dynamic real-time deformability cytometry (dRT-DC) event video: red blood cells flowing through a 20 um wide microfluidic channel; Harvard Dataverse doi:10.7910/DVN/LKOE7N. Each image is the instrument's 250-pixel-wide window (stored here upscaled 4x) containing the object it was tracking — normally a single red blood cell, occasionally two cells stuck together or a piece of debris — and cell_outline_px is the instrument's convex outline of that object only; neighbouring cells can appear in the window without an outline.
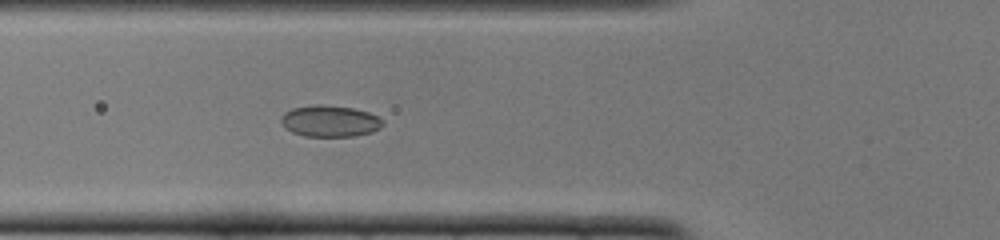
{"species": "common noctule bat (a hibernating species)", "species_latin": "Nyctalus noctula", "temperature_condition": "cold", "stored_images_in_passage": 52, "camera_frame_rate_fps": 3000, "um_per_image_px": 0.085, "animal": {"sex": "female", "body_mass_g": 22.0, "forearm_length_mm": 56.7}, "frame": {"image": 1, "passage_image": 19, "time_ms": 6.0, "image_size_px": [1000, 240], "cell_outline_px": [[384, 124], [380, 128], [372, 132], [352, 136], [304, 136], [292, 132], [280, 120], [280, 116], [284, 112], [292, 108], [316, 104], [320, 104], [352, 108], [368, 112], [384, 120]], "centroid_in_image_um": [28.05, 10.29], "position_along_channel_um": 97.8, "area_um2": 18.55}}
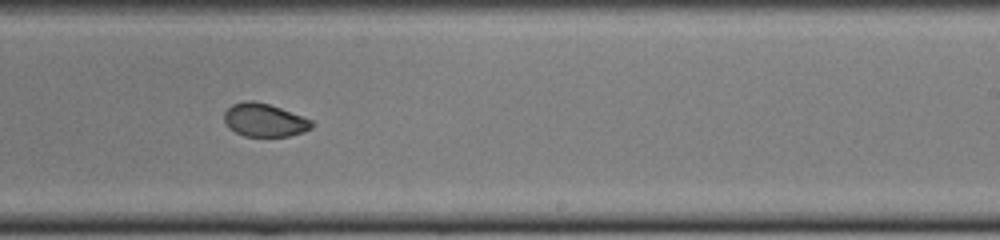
{"frame": {"image": 2, "passage_image": 32, "time_ms": 10.333, "image_size_px": [1000, 240], "cell_outline_px": [[316, 124], [312, 128], [304, 132], [288, 136], [244, 136], [228, 128], [224, 120], [224, 112], [232, 104], [244, 100], [252, 100], [268, 104], [280, 108], [312, 120]], "centroid_in_image_um": [22.47, 10.21], "position_along_channel_um": 266.5, "area_um2": 16.99}}
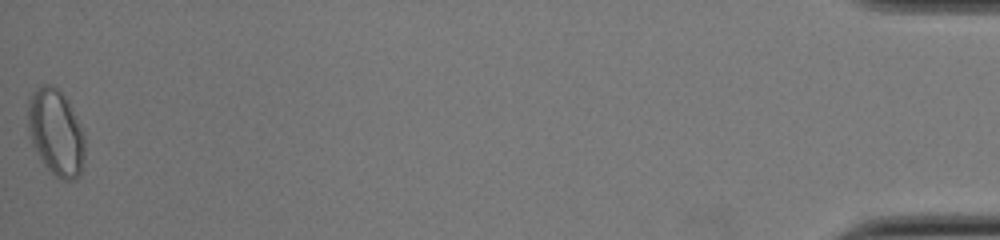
{"frame": {"image": 3, "passage_image": 52, "time_ms": 17.0, "image_size_px": [1000, 240], "cell_outline_px": [[84, 160], [80, 172], [76, 180], [64, 180], [56, 176], [40, 160], [32, 144], [28, 128], [28, 100], [32, 92], [36, 88], [44, 84], [48, 84], [56, 88], [68, 100], [84, 132]], "centroid_in_image_um": [4.75, 11.26], "position_along_channel_um": 430.5, "area_um2": 28.61}, "authors_computed_cell_mechanics": {"area_um2": 18.207, "velocity_mm_per_s": 3.9051, "shape_relaxation_time_tau1_ms": null, "shape_relaxation_time_tau2_ms": 2.0361, "deformation_change_tau1": null, "deformation_change_tau2": 0.0513}}